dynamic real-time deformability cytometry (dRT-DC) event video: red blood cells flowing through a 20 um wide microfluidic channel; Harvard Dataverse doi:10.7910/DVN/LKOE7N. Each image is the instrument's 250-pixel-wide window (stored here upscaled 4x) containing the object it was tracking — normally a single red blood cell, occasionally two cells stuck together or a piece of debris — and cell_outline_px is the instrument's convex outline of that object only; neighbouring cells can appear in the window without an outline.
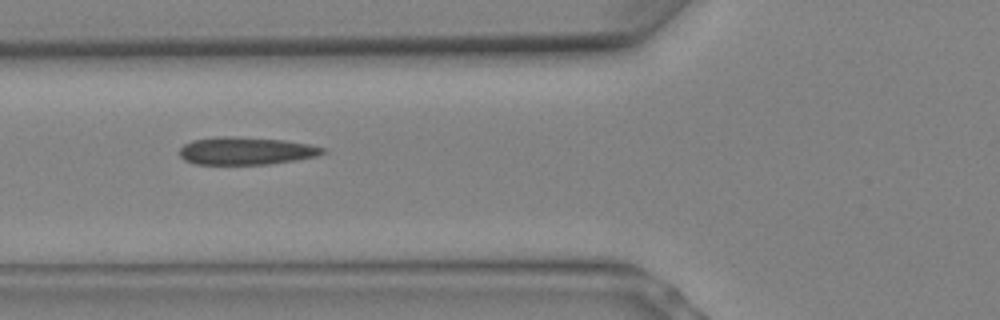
{"species": "Egyptian fruit bat (a non-hibernating species)", "species_latin": "Rousettus aegyptiacus", "temperature_condition": "warm", "stored_images_in_passage": 4, "camera_frame_rate_fps": 3000, "um_per_image_px": 0.085, "animal": {"sex": "female"}, "frame": {"image": 1, "passage_image": 3, "time_ms": 0.667, "image_size_px": [1000, 320], "cell_outline_px": [[328, 152], [320, 156], [296, 160], [268, 164], [196, 164], [184, 160], [180, 156], [180, 148], [184, 144], [192, 140], [216, 136], [232, 136], [284, 140], [308, 144], [328, 148]], "centroid_in_image_um": [20.96, 12.82], "position_along_channel_um": 104.8, "area_um2": 23.35}}